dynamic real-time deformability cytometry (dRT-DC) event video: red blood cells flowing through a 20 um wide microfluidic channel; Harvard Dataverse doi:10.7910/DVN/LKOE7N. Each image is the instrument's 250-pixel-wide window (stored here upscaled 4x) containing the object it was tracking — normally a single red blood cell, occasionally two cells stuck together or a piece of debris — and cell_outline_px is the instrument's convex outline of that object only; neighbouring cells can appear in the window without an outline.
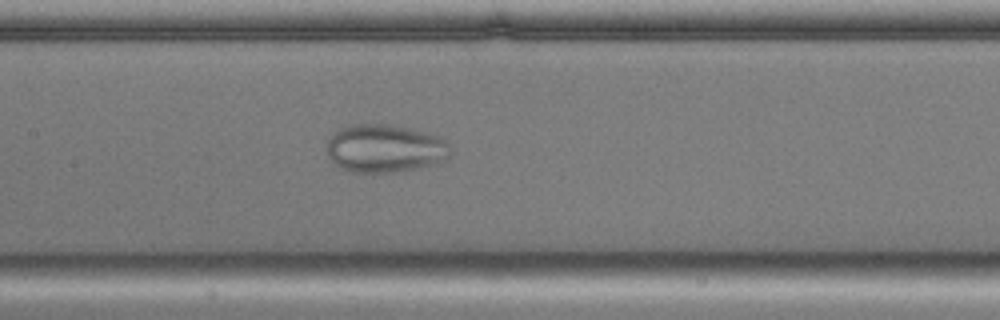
{"species": "common noctule bat (a hibernating species)", "species_latin": "Nyctalus noctula", "temperature_condition": "cold", "stored_images_in_passage": 53, "camera_frame_rate_fps": 3000, "um_per_image_px": 0.085, "animal": {"sex": "male", "body_mass_g": 17.9, "forearm_length_mm": 54.2}, "frame": {"image": 1, "passage_image": 24, "time_ms": 7.667, "image_size_px": [1000, 320], "cell_outline_px": [[452, 152], [448, 160], [416, 168], [396, 172], [352, 172], [340, 168], [328, 156], [328, 136], [340, 128], [352, 124], [392, 124], [440, 136], [448, 144]], "centroid_in_image_um": [32.73, 12.61], "position_along_channel_um": 174.7, "area_um2": 34.8}}
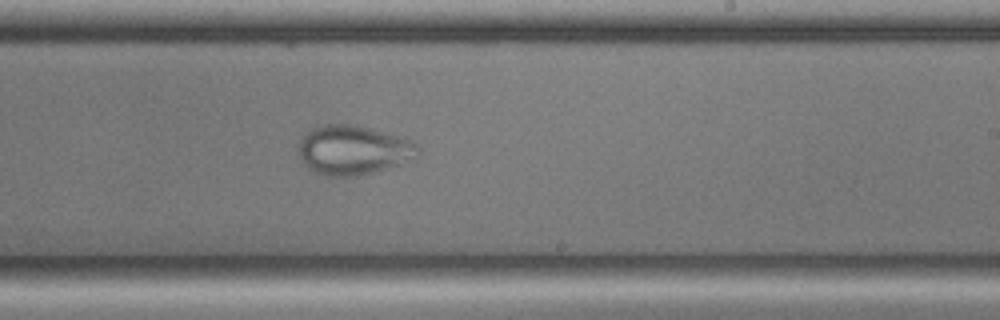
{"frame": {"image": 2, "passage_image": 31, "time_ms": 10.0, "image_size_px": [1000, 320], "cell_outline_px": [[420, 152], [416, 156], [396, 164], [360, 176], [328, 176], [316, 172], [308, 168], [300, 156], [300, 140], [312, 128], [324, 124], [356, 124], [372, 128], [400, 136], [416, 144], [420, 148]], "centroid_in_image_um": [30.02, 12.73], "position_along_channel_um": 259.0, "area_um2": 33.87}}